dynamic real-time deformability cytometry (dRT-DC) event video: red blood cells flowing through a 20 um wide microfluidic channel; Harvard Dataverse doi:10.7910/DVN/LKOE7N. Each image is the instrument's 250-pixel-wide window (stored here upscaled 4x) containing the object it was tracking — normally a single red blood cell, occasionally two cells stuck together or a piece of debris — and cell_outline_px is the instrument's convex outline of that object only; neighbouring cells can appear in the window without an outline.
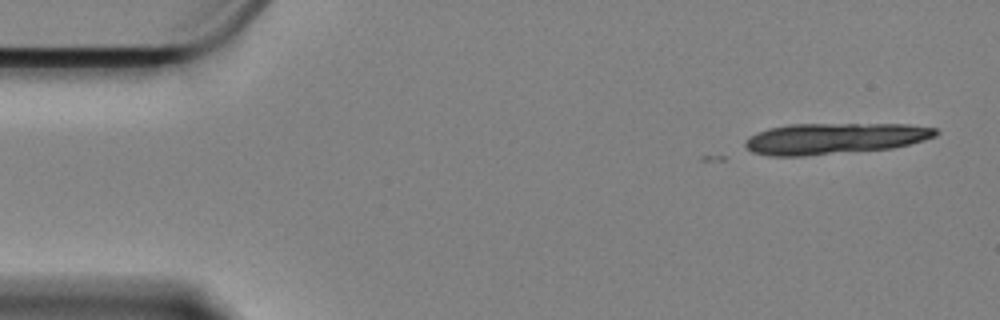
{"species": "Egyptian fruit bat (a non-hibernating species)", "species_latin": "Rousettus aegyptiacus", "temperature_condition": "cold", "stored_images_in_passage": 4, "camera_frame_rate_fps": 3000, "um_per_image_px": 0.085, "animal": {"sex": "female"}, "frame": {"image": 1, "passage_image": 1, "time_ms": 0.0, "image_size_px": [1000, 320], "cell_outline_px": [[940, 132], [936, 136], [924, 140], [892, 148], [804, 156], [768, 156], [752, 152], [744, 144], [744, 140], [748, 136], [756, 132], [768, 128], [788, 124], [908, 124], [936, 128]], "centroid_in_image_um": [70.9, 11.77], "position_along_channel_um": 14.1, "area_um2": 34.74}}